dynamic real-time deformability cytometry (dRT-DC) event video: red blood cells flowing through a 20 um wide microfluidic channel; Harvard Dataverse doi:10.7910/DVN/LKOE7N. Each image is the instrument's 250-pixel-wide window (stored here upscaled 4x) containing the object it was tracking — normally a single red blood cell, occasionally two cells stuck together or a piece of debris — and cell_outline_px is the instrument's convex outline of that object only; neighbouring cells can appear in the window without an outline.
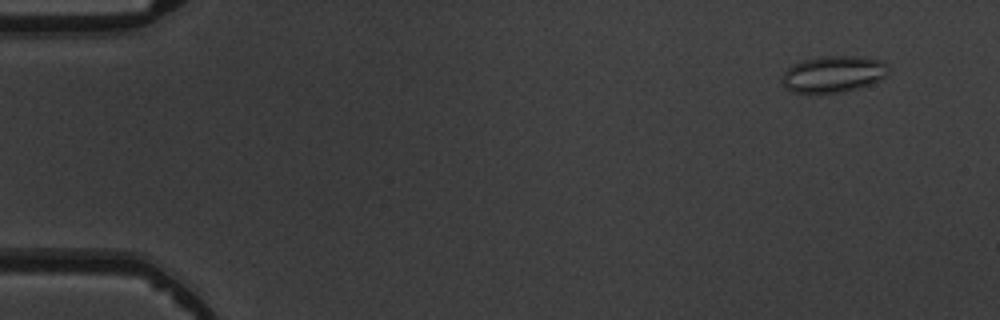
{"species": "common noctule bat (a hibernating species)", "species_latin": "Nyctalus noctula", "temperature_condition": "warm", "stored_images_in_passage": 7, "camera_frame_rate_fps": 3000, "um_per_image_px": 0.085, "animal": {"sex": "male", "body_mass_g": 19.5, "forearm_length_mm": 54.6}, "frame": {"image": 1, "passage_image": 1, "time_ms": 0.0, "image_size_px": [1000, 320], "cell_outline_px": [[888, 72], [880, 80], [860, 88], [844, 92], [792, 92], [784, 88], [784, 72], [792, 64], [804, 60], [824, 56], [852, 56], [880, 60], [888, 64]], "centroid_in_image_um": [70.85, 6.3], "position_along_channel_um": 14.1, "area_um2": 22.37}}
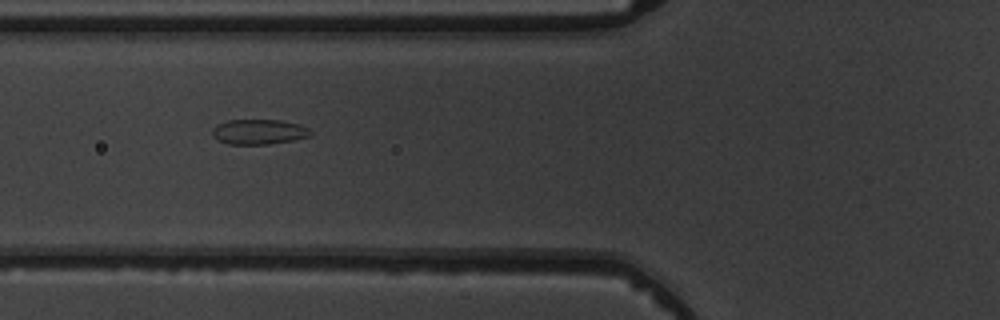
{"frame": {"image": 2, "passage_image": 5, "time_ms": 5.333, "image_size_px": [1000, 320], "cell_outline_px": [[312, 132], [308, 136], [292, 140], [268, 144], [228, 144], [212, 136], [212, 128], [216, 124], [228, 120], [280, 120], [300, 124], [308, 128]], "centroid_in_image_um": [21.97, 11.19], "position_along_channel_um": 103.8, "area_um2": 14.28}}
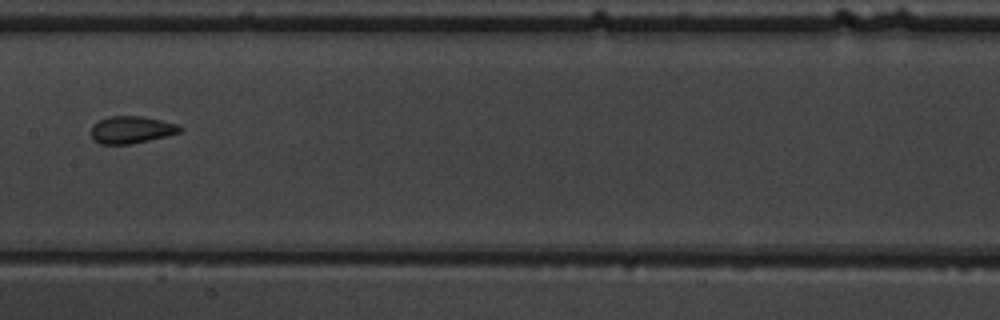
{"frame": {"image": 3, "passage_image": 7, "time_ms": 7.667, "image_size_px": [1000, 320], "cell_outline_px": [[184, 128], [180, 132], [148, 140], [128, 144], [100, 144], [92, 140], [92, 124], [108, 116], [140, 116], [160, 120], [176, 124]], "centroid_in_image_um": [11.13, 11.02], "position_along_channel_um": 196.3, "area_um2": 13.93}}